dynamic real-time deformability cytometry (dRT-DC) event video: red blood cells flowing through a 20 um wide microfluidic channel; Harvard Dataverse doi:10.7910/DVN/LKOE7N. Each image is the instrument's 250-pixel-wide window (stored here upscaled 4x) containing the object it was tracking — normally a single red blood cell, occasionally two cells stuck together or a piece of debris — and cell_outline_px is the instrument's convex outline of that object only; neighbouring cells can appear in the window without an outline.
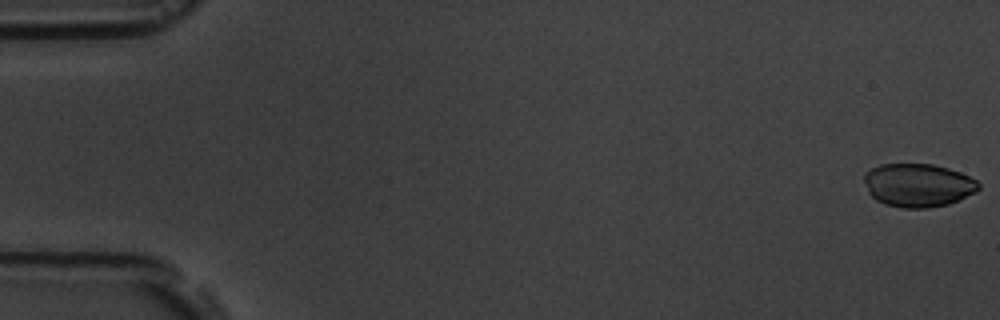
{"species": "common noctule bat (a hibernating species)", "species_latin": "Nyctalus noctula", "temperature_condition": "room temperature", "stored_images_in_passage": 5, "camera_frame_rate_fps": 3000, "um_per_image_px": 0.085, "animal": {"sex": "male", "body_mass_g": 19.5, "forearm_length_mm": 54.6}, "frame": {"image": 1, "passage_image": 1, "time_ms": 0.0, "image_size_px": [1000, 320], "cell_outline_px": [[980, 188], [976, 192], [960, 200], [948, 204], [928, 208], [900, 208], [884, 204], [876, 200], [868, 192], [864, 180], [864, 172], [880, 164], [932, 164], [948, 168], [960, 172], [976, 180], [980, 184]], "centroid_in_image_um": [78.03, 15.75], "position_along_channel_um": 7.0, "area_um2": 29.13}}
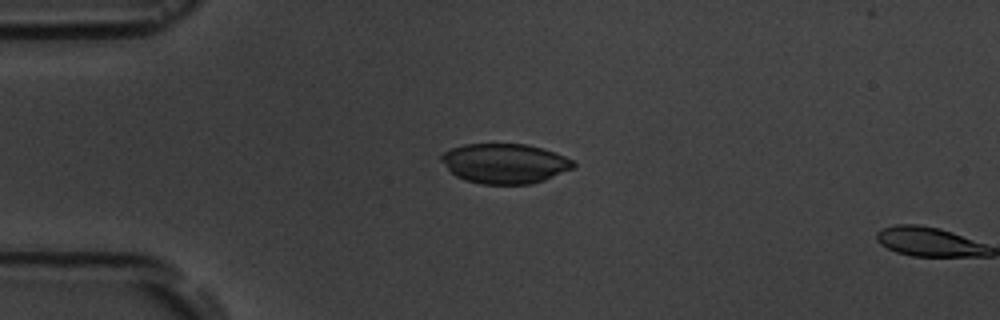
{"frame": {"image": 2, "passage_image": 4, "time_ms": 4.333, "image_size_px": [1000, 320], "cell_outline_px": [[576, 164], [572, 168], [544, 180], [532, 184], [480, 184], [464, 180], [456, 176], [440, 160], [440, 156], [444, 152], [452, 148], [464, 144], [528, 144], [564, 156], [572, 160]], "centroid_in_image_um": [42.87, 13.9], "position_along_channel_um": 42.1, "area_um2": 30.46}}